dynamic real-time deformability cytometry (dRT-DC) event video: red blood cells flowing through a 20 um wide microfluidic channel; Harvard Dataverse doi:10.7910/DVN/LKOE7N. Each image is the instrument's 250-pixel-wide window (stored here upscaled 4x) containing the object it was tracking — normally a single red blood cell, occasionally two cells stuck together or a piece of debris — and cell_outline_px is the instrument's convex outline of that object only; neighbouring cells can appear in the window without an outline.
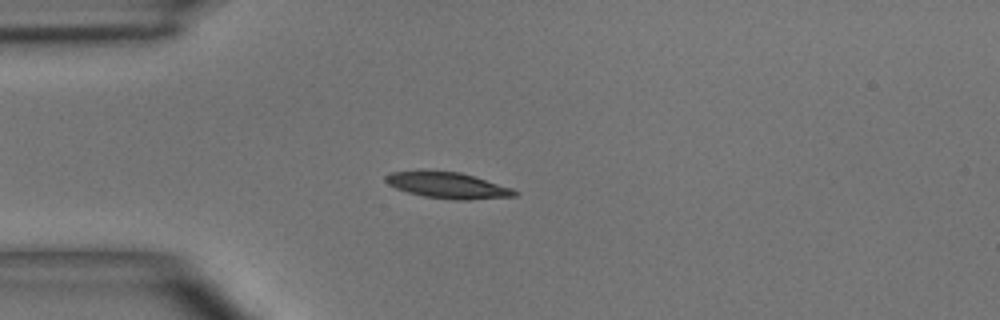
{"species": "common noctule bat (a hibernating species)", "species_latin": "Nyctalus noctula", "temperature_condition": "room temperature", "stored_images_in_passage": 3, "camera_frame_rate_fps": 3000, "um_per_image_px": 0.085, "animal": {"sex": "male", "body_mass_g": 15.6}, "frame": {"image": 1, "passage_image": 3, "time_ms": 2.333, "image_size_px": [1000, 320], "cell_outline_px": [[520, 192], [516, 196], [468, 200], [452, 200], [424, 196], [408, 192], [396, 188], [388, 184], [384, 180], [384, 176], [392, 172], [420, 168], [424, 168], [460, 172], [512, 188]], "centroid_in_image_um": [38.0, 15.71], "position_along_channel_um": 47.0, "area_um2": 20.23}}